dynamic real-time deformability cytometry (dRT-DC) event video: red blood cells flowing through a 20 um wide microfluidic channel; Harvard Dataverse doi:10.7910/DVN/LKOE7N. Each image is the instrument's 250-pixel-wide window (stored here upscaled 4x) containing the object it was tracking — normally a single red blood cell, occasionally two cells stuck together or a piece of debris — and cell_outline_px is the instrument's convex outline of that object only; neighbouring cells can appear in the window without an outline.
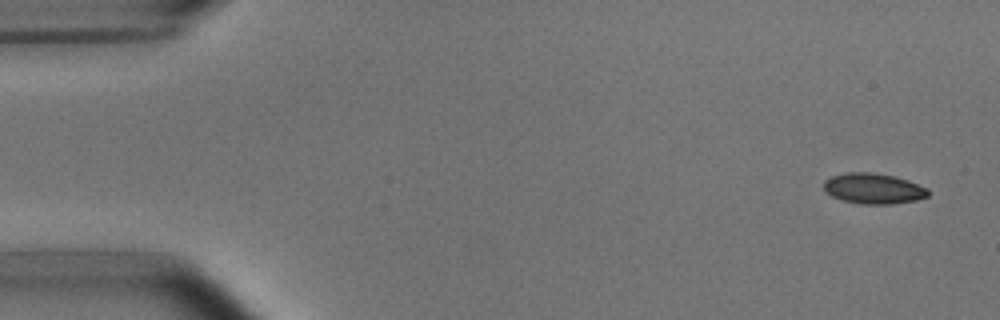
{"species": "common noctule bat (a hibernating species)", "species_latin": "Nyctalus noctula", "temperature_condition": "room temperature", "stored_images_in_passage": 5, "camera_frame_rate_fps": 3000, "um_per_image_px": 0.085, "animal": {"sex": "male", "body_mass_g": 15.6}, "frame": {"image": 1, "passage_image": 1, "time_ms": 0.0, "image_size_px": [1000, 320], "cell_outline_px": [[928, 196], [916, 200], [892, 204], [860, 204], [844, 200], [832, 196], [824, 188], [824, 180], [832, 176], [844, 172], [872, 172], [892, 176], [908, 180], [928, 188]], "centroid_in_image_um": [74.25, 16.02], "position_along_channel_um": 10.8, "area_um2": 18.5}}
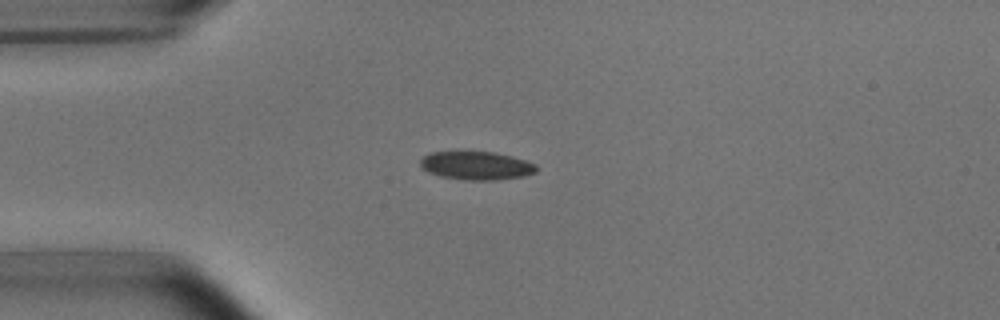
{"frame": {"image": 2, "passage_image": 4, "time_ms": 3.667, "image_size_px": [1000, 320], "cell_outline_px": [[536, 172], [524, 176], [492, 180], [464, 180], [440, 176], [428, 172], [420, 164], [420, 160], [424, 156], [432, 152], [496, 152], [512, 156], [536, 164]], "centroid_in_image_um": [40.5, 14.08], "position_along_channel_um": 44.5, "area_um2": 19.02}}